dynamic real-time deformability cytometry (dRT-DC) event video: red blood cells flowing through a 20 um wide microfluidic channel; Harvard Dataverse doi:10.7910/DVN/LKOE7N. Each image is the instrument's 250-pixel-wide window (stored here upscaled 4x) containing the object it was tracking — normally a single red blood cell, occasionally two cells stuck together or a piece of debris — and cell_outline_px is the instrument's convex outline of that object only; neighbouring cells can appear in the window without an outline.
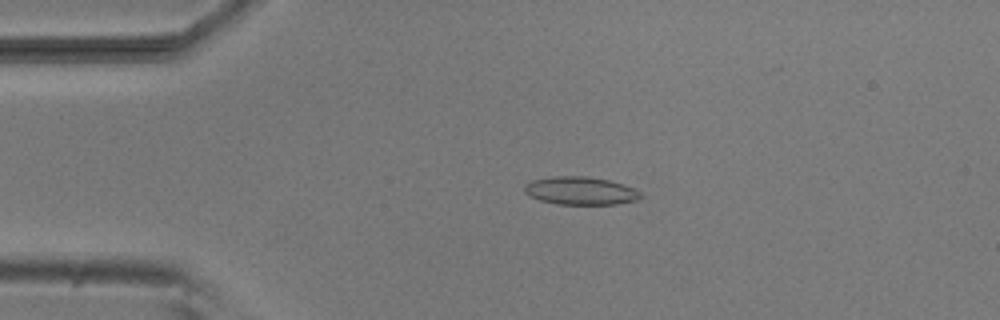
{"species": "common noctule bat (a hibernating species)", "species_latin": "Nyctalus noctula", "temperature_condition": "room temperature", "stored_images_in_passage": 45, "camera_frame_rate_fps": 3000, "um_per_image_px": 0.085, "animal": {"sex": "male", "body_mass_g": 20.5, "forearm_length_mm": 52.5}, "frame": {"image": 1, "passage_image": 11, "time_ms": 3.333, "image_size_px": [1000, 320], "cell_outline_px": [[644, 196], [636, 200], [616, 204], [560, 204], [540, 200], [528, 196], [524, 192], [524, 184], [532, 180], [552, 176], [584, 176], [608, 180], [632, 188], [640, 192]], "centroid_in_image_um": [49.29, 16.21], "position_along_channel_um": 35.7, "area_um2": 18.84}}
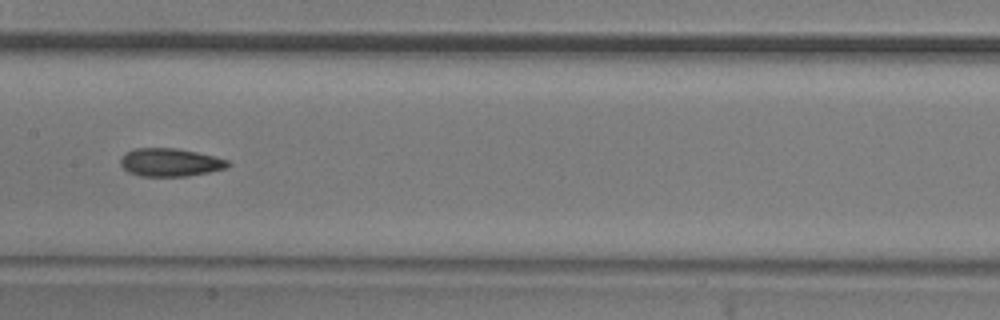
{"frame": {"image": 2, "passage_image": 26, "time_ms": 8.333, "image_size_px": [1000, 320], "cell_outline_px": [[232, 164], [228, 168], [188, 176], [140, 176], [128, 172], [120, 164], [120, 160], [124, 152], [132, 148], [176, 148], [216, 156], [228, 160]], "centroid_in_image_um": [14.47, 13.79], "position_along_channel_um": 192.9, "area_um2": 17.8}}
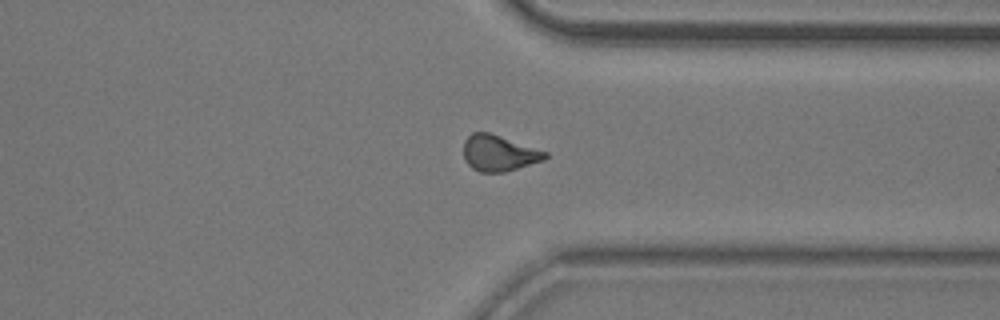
{"frame": {"image": 3, "passage_image": 40, "time_ms": 13.0, "image_size_px": [1000, 320], "cell_outline_px": [[548, 156], [544, 160], [504, 172], [480, 172], [472, 168], [464, 160], [464, 140], [472, 132], [488, 132], [548, 152]], "centroid_in_image_um": [42.39, 13.02], "position_along_channel_um": 369.0, "area_um2": 16.99}}